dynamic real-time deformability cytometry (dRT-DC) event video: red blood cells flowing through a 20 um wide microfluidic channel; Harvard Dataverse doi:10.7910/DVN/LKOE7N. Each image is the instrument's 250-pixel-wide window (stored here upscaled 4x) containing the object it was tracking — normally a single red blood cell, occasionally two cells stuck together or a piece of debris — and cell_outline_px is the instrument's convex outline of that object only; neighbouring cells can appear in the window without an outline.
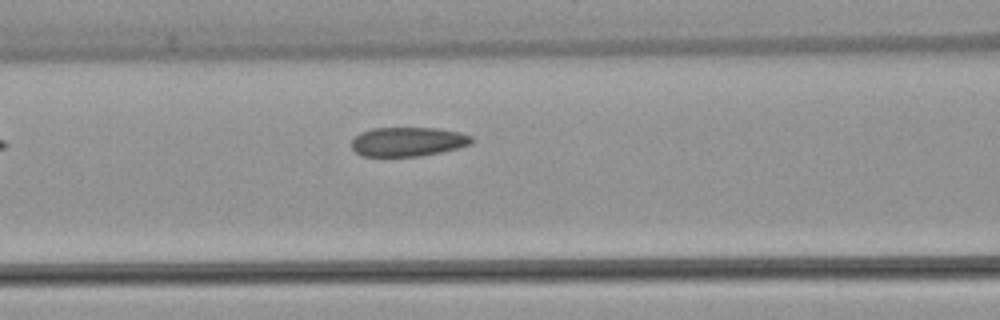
{"species": "common noctule bat (a hibernating species)", "species_latin": "Nyctalus noctula", "temperature_condition": "warm", "stored_images_in_passage": 3, "camera_frame_rate_fps": 3000, "um_per_image_px": 0.085, "animal": {"sex": "female", "body_mass_g": 22.7, "forearm_length_mm": 54.2}, "frame": {"image": 1, "passage_image": 3, "time_ms": 2.667, "image_size_px": [1000, 320], "cell_outline_px": [[476, 140], [472, 144], [440, 152], [420, 156], [360, 156], [352, 148], [352, 140], [360, 132], [372, 128], [436, 128], [460, 132], [472, 136]], "centroid_in_image_um": [34.69, 12.04], "position_along_channel_um": 131.9, "area_um2": 20.52}}